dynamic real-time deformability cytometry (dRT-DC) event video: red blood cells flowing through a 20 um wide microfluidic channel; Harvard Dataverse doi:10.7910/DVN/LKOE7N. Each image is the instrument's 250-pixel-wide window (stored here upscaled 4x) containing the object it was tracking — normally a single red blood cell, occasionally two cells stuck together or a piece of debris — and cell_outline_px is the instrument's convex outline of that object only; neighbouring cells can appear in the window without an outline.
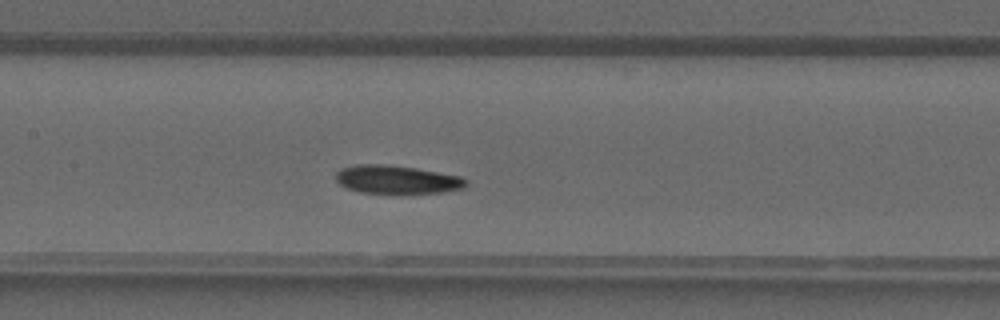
{"species": "common noctule bat (a hibernating species)", "species_latin": "Nyctalus noctula", "temperature_condition": "warm", "stored_images_in_passage": 35, "camera_frame_rate_fps": 3000, "um_per_image_px": 0.085, "animal": {"sex": "male", "forearm_length_mm": 52.5}, "frame": {"image": 1, "passage_image": 14, "time_ms": 4.333, "image_size_px": [1000, 320], "cell_outline_px": [[468, 184], [464, 188], [444, 192], [360, 192], [348, 188], [340, 184], [336, 180], [336, 172], [340, 168], [356, 164], [384, 164], [416, 168], [460, 176], [468, 180]], "centroid_in_image_um": [33.74, 15.24], "position_along_channel_um": 173.7, "area_um2": 21.21}}
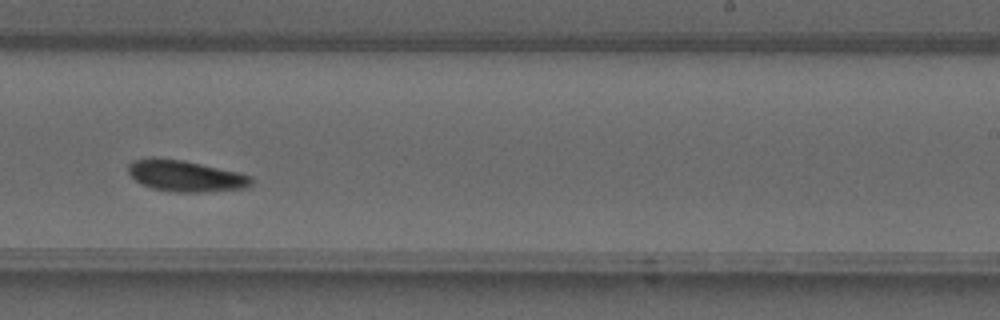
{"frame": {"image": 2, "passage_image": 20, "time_ms": 6.333, "image_size_px": [1000, 320], "cell_outline_px": [[252, 184], [244, 188], [204, 192], [172, 192], [152, 188], [136, 180], [128, 172], [128, 164], [132, 160], [184, 160], [240, 172], [252, 176]], "centroid_in_image_um": [15.85, 14.98], "position_along_channel_um": 273.2, "area_um2": 21.91}}
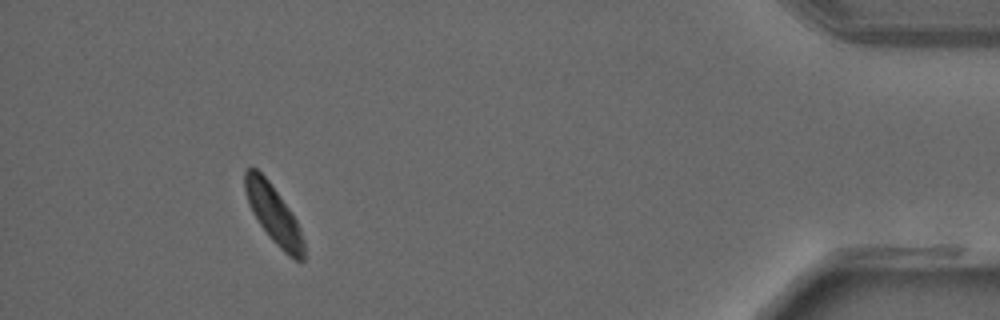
{"frame": {"image": 3, "passage_image": 32, "time_ms": 10.333, "image_size_px": [1000, 320], "cell_outline_px": [[304, 260], [296, 260], [288, 256], [268, 236], [252, 212], [248, 204], [244, 188], [244, 172], [248, 168], [256, 168], [268, 180], [288, 208], [296, 220], [300, 228], [304, 240]], "centroid_in_image_um": [23.24, 18.22], "position_along_channel_um": 412.0, "area_um2": 19.71}}